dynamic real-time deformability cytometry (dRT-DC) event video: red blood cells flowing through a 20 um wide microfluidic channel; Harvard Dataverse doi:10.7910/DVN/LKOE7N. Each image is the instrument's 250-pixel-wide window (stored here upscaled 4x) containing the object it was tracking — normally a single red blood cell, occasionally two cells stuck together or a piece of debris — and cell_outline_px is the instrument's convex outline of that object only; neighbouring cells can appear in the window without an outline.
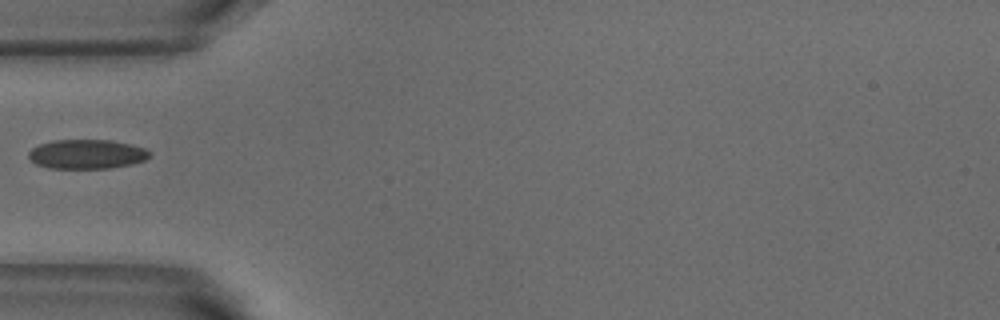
{"species": "common noctule bat (a hibernating species)", "species_latin": "Nyctalus noctula", "temperature_condition": "warm", "stored_images_in_passage": 1, "camera_frame_rate_fps": 3000, "um_per_image_px": 0.085, "animal": {"sex": "male", "body_mass_g": 18.8}, "frame": {"image": 1, "passage_image": 1, "time_ms": 0.0, "image_size_px": [1000, 320], "cell_outline_px": [[152, 156], [144, 160], [132, 164], [108, 168], [48, 168], [36, 164], [28, 156], [28, 152], [32, 148], [40, 144], [52, 140], [112, 140], [144, 148], [152, 152]], "centroid_in_image_um": [7.39, 13.1], "position_along_channel_um": 77.6, "area_um2": 20.69}}